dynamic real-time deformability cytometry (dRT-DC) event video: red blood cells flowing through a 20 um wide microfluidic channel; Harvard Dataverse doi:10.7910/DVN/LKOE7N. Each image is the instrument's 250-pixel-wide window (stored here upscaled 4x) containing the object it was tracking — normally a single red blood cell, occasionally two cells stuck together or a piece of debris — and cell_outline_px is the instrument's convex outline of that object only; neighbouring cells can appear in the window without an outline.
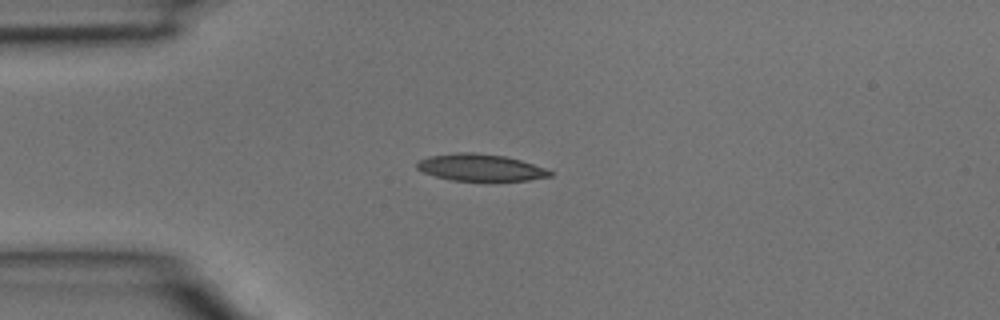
{"species": "common noctule bat (a hibernating species)", "species_latin": "Nyctalus noctula", "temperature_condition": "room temperature", "stored_images_in_passage": 2, "camera_frame_rate_fps": 3000, "um_per_image_px": 0.085, "animal": {"sex": "male", "body_mass_g": 15.6}, "frame": {"image": 1, "passage_image": 2, "time_ms": 0.333, "image_size_px": [1000, 320], "cell_outline_px": [[552, 176], [528, 180], [452, 180], [436, 176], [424, 172], [416, 168], [416, 164], [420, 160], [428, 156], [460, 152], [472, 152], [504, 156], [520, 160], [544, 168], [552, 172]], "centroid_in_image_um": [40.82, 14.23], "position_along_channel_um": 44.2, "area_um2": 20.46}}